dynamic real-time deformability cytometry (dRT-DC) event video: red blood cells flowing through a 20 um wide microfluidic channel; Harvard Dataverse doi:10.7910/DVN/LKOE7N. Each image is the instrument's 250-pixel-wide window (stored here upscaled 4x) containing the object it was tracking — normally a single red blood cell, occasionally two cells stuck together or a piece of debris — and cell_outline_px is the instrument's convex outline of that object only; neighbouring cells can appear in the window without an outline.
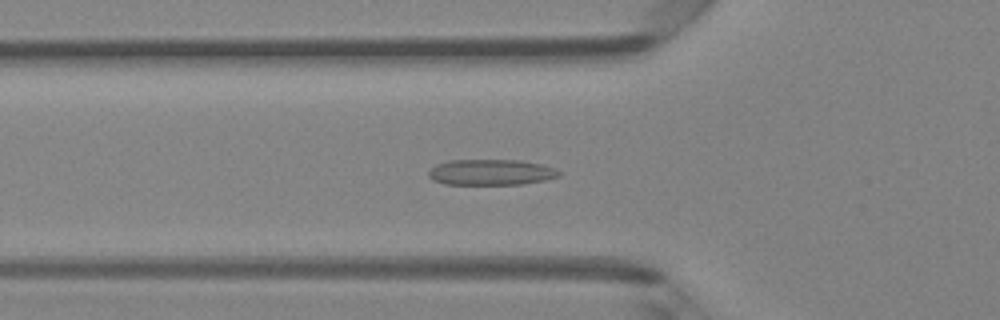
{"species": "Egyptian fruit bat (a non-hibernating species)", "species_latin": "Rousettus aegyptiacus", "temperature_condition": "room temperature", "stored_images_in_passage": 49, "camera_frame_rate_fps": 3000, "um_per_image_px": 0.085, "animal": {"sex": "female"}, "frame": {"image": 1, "passage_image": 17, "time_ms": 5.333, "image_size_px": [1000, 320], "cell_outline_px": [[560, 176], [544, 180], [524, 184], [444, 184], [432, 180], [428, 176], [428, 172], [436, 164], [448, 160], [520, 160], [540, 164], [556, 168], [560, 172]], "centroid_in_image_um": [41.72, 14.64], "position_along_channel_um": 84.1, "area_um2": 19.65}}
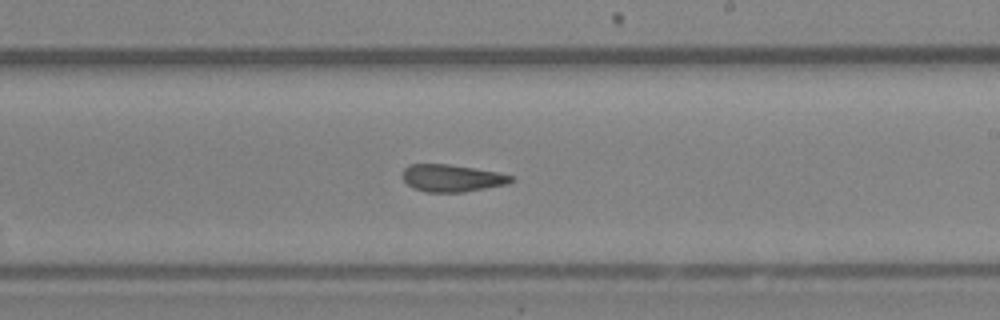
{"frame": {"image": 2, "passage_image": 29, "time_ms": 9.333, "image_size_px": [1000, 320], "cell_outline_px": [[516, 180], [508, 184], [464, 192], [428, 192], [412, 188], [400, 176], [400, 172], [408, 164], [448, 164], [496, 172], [516, 176]], "centroid_in_image_um": [38.4, 15.14], "position_along_channel_um": 250.6, "area_um2": 17.46}}
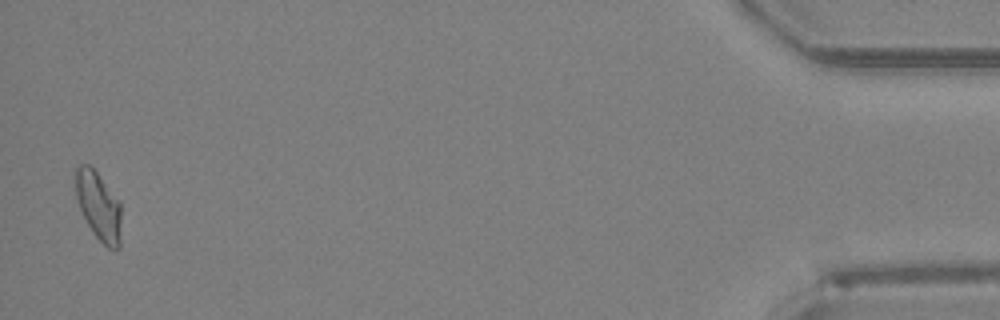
{"frame": {"image": 3, "passage_image": 48, "time_ms": 15.667, "image_size_px": [1000, 320], "cell_outline_px": [[120, 248], [116, 252], [108, 248], [92, 232], [80, 208], [76, 196], [76, 168], [80, 164], [88, 164], [96, 172], [120, 200]], "centroid_in_image_um": [8.4, 17.54], "position_along_channel_um": 426.8, "area_um2": 18.09}, "authors_computed_cell_mechanics": {"area_um2": 18.3226, "velocity_mm_per_s": 4.1702, "shape_relaxation_time_tau1_ms": null, "shape_relaxation_time_tau2_ms": 3.0641, "deformation_change_tau1": null, "deformation_change_tau2": 0.1048}}